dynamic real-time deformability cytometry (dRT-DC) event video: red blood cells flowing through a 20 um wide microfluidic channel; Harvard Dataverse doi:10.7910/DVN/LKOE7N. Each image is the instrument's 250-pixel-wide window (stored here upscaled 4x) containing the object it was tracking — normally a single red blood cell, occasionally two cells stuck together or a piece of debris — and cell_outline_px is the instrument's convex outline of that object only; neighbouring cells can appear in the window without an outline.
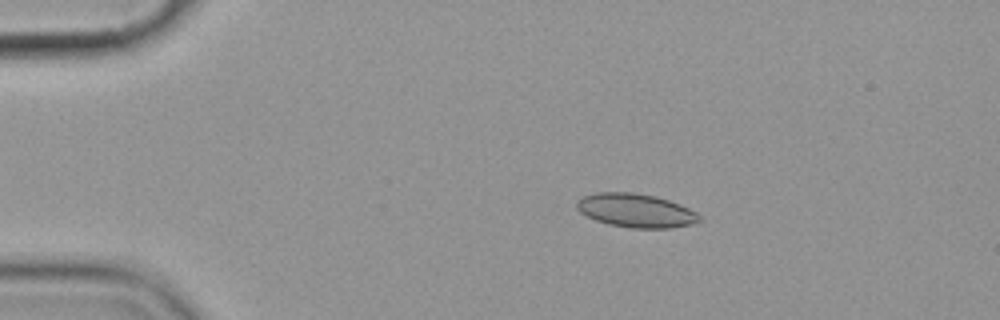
{"species": "common noctule bat (a hibernating species)", "species_latin": "Nyctalus noctula", "temperature_condition": "cold", "stored_images_in_passage": 4, "camera_frame_rate_fps": 3000, "um_per_image_px": 0.085, "animal": {"sex": "female", "body_mass_g": 19.9}, "frame": {"image": 1, "passage_image": 1, "time_ms": 0.0, "image_size_px": [1000, 320], "cell_outline_px": [[704, 220], [692, 224], [672, 228], [632, 228], [608, 224], [596, 220], [580, 212], [576, 208], [576, 200], [584, 196], [596, 192], [632, 192], [656, 196], [680, 204], [696, 212]], "centroid_in_image_um": [54.06, 17.89], "position_along_channel_um": 30.9, "area_um2": 24.22}}
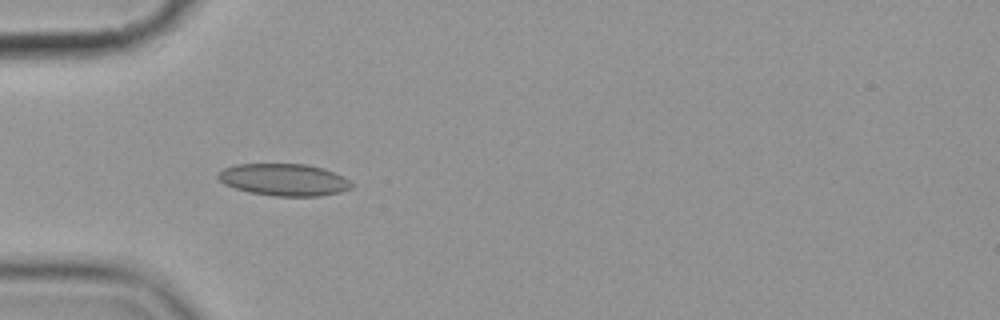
{"frame": {"image": 2, "passage_image": 3, "time_ms": 2.333, "image_size_px": [1000, 320], "cell_outline_px": [[352, 188], [340, 192], [320, 196], [272, 196], [248, 192], [224, 184], [216, 176], [216, 172], [224, 168], [236, 164], [308, 164], [344, 176], [352, 184]], "centroid_in_image_um": [24.1, 15.28], "position_along_channel_um": 60.9, "area_um2": 24.97}}
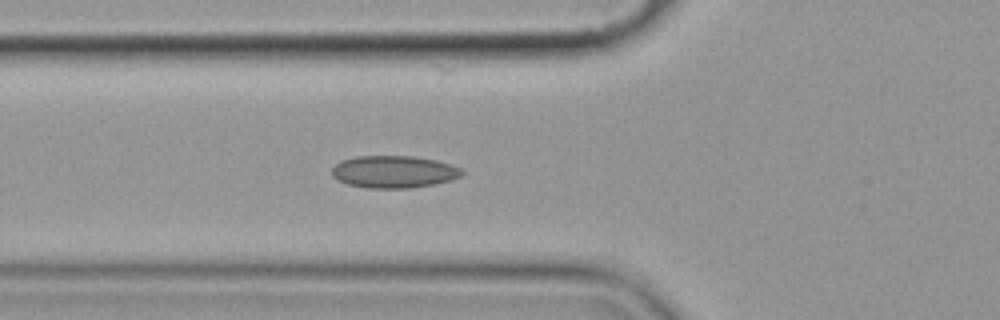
{"frame": {"image": 3, "passage_image": 4, "time_ms": 3.333, "image_size_px": [1000, 320], "cell_outline_px": [[464, 172], [460, 176], [452, 180], [436, 184], [408, 188], [368, 188], [348, 184], [332, 176], [332, 168], [340, 160], [356, 156], [416, 156], [436, 160], [452, 164], [460, 168]], "centroid_in_image_um": [33.5, 14.59], "position_along_channel_um": 92.3, "area_um2": 24.57}}